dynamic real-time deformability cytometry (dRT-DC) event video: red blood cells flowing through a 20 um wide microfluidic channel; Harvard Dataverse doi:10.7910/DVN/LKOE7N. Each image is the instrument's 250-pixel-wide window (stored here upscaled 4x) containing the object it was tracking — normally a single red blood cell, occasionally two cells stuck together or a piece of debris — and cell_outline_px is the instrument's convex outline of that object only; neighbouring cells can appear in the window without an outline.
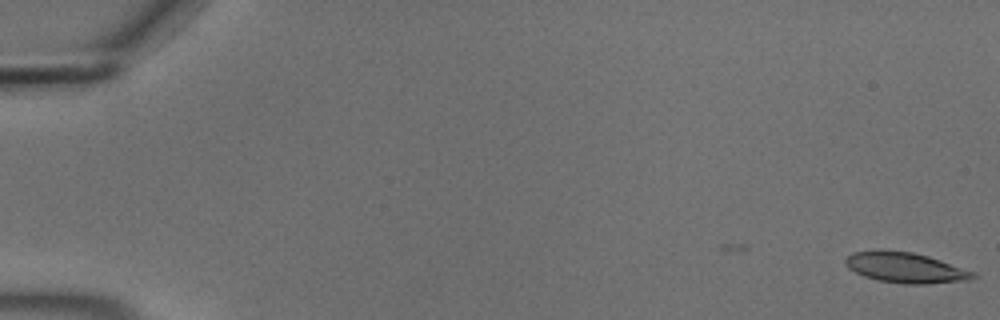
{"species": "common noctule bat (a hibernating species)", "species_latin": "Nyctalus noctula", "temperature_condition": "cold", "stored_images_in_passage": 44, "camera_frame_rate_fps": 3000, "um_per_image_px": 0.085, "animal": {"sex": "male", "body_mass_g": 18.8}, "frame": {"image": 1, "passage_image": 1, "time_ms": 0.0, "image_size_px": [1000, 320], "cell_outline_px": [[976, 276], [968, 280], [928, 284], [904, 284], [880, 280], [864, 276], [848, 268], [844, 264], [844, 260], [852, 252], [912, 252], [928, 256], [976, 272]], "centroid_in_image_um": [77.01, 22.78], "position_along_channel_um": 8.0, "area_um2": 22.02}}
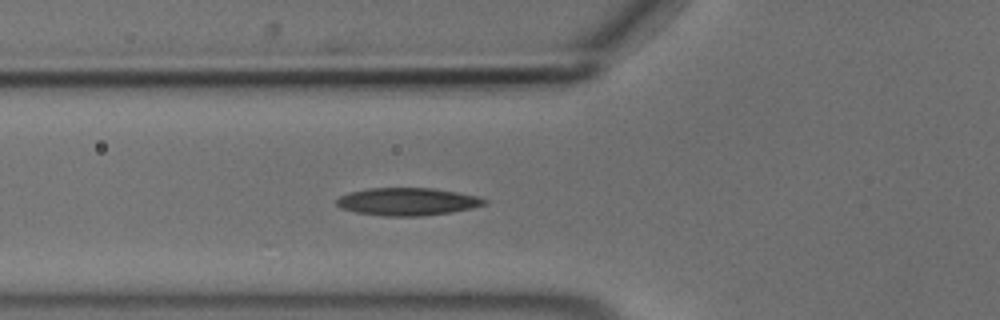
{"frame": {"image": 2, "passage_image": 21, "time_ms": 6.667, "image_size_px": [1000, 320], "cell_outline_px": [[488, 204], [472, 208], [452, 212], [424, 216], [384, 216], [356, 212], [340, 208], [336, 204], [336, 200], [340, 196], [352, 192], [368, 188], [432, 188], [456, 192], [476, 196], [488, 200]], "centroid_in_image_um": [34.65, 17.14], "position_along_channel_um": 91.1, "area_um2": 23.81}}
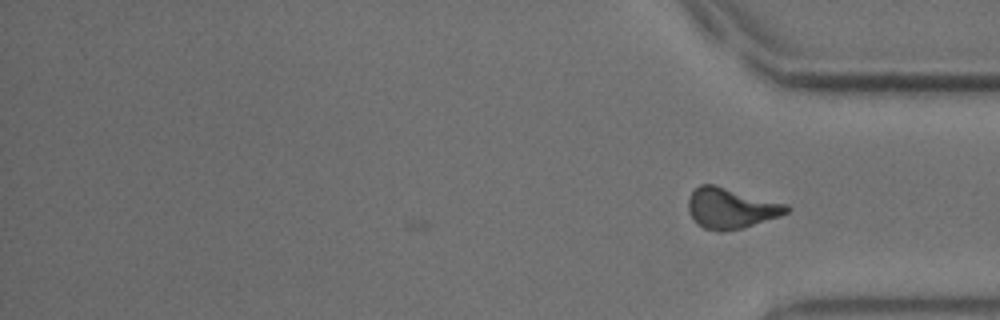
{"frame": {"image": 3, "passage_image": 44, "time_ms": 14.333, "image_size_px": [1000, 320], "cell_outline_px": [[792, 208], [788, 212], [780, 216], [744, 228], [724, 232], [716, 232], [704, 228], [688, 212], [688, 196], [700, 184], [712, 184], [788, 204]], "centroid_in_image_um": [62.15, 17.71], "position_along_channel_um": 373.1, "area_um2": 23.29}, "authors_computed_cell_mechanics": {"area_um2": 22.6576, "velocity_mm_per_s": 3.6786, "shape_relaxation_time_tau1_ms": 10.7803, "shape_relaxation_time_tau2_ms": null, "deformation_change_tau1": 0.2257, "deformation_change_tau2": null}}